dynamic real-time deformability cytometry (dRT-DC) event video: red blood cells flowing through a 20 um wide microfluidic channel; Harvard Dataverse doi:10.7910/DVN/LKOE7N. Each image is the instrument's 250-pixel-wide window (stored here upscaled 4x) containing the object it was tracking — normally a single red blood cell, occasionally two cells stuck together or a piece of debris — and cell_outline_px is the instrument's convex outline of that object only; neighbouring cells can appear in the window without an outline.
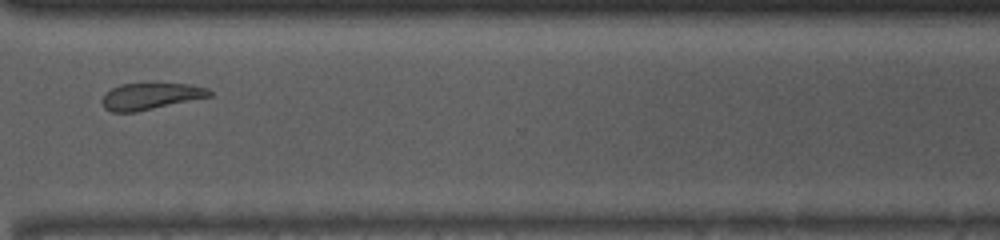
{"species": "common noctule bat (a hibernating species)", "species_latin": "Nyctalus noctula", "temperature_condition": "room temperature", "stored_images_in_passage": 32, "camera_frame_rate_fps": 3000, "um_per_image_px": 0.085, "animal": {"sex": "male", "body_mass_g": 13.0, "forearm_length_mm": 53.1}, "frame": {"image": 1, "passage_image": 23, "time_ms": 7.333, "image_size_px": [1000, 240], "cell_outline_px": [[212, 96], [136, 112], [112, 112], [104, 108], [100, 100], [104, 92], [120, 84], [188, 84], [208, 88], [212, 92]], "centroid_in_image_um": [12.76, 8.19], "position_along_channel_um": 357.8, "area_um2": 16.65}}